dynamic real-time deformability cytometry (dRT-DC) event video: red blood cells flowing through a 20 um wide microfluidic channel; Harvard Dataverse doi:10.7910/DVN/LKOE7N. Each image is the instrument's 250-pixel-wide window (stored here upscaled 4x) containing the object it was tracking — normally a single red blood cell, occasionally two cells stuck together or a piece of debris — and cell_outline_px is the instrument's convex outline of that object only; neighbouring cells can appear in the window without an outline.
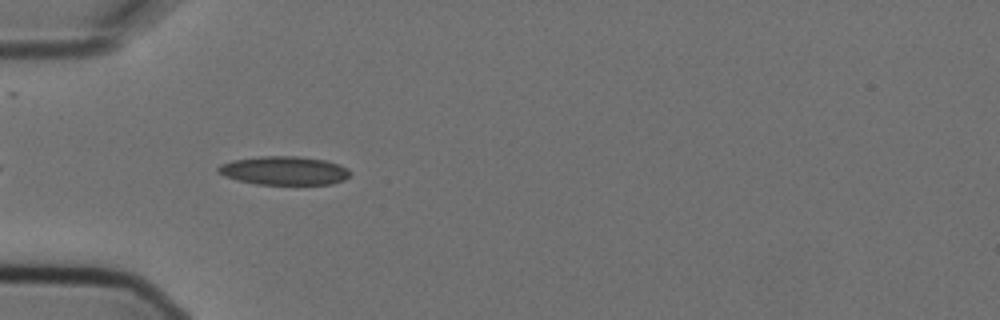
{"species": "Egyptian fruit bat (a non-hibernating species)", "species_latin": "Rousettus aegyptiacus", "temperature_condition": "cold", "stored_images_in_passage": 5, "camera_frame_rate_fps": 3000, "um_per_image_px": 0.085, "animal": {"sex": "female"}, "frame": {"image": 1, "passage_image": 4, "time_ms": 1.0, "image_size_px": [1000, 320], "cell_outline_px": [[352, 172], [344, 180], [332, 184], [256, 184], [224, 176], [216, 172], [216, 168], [220, 164], [232, 160], [260, 156], [300, 156], [324, 160], [340, 164], [348, 168]], "centroid_in_image_um": [24.15, 14.49], "position_along_channel_um": 60.8, "area_um2": 22.14}}
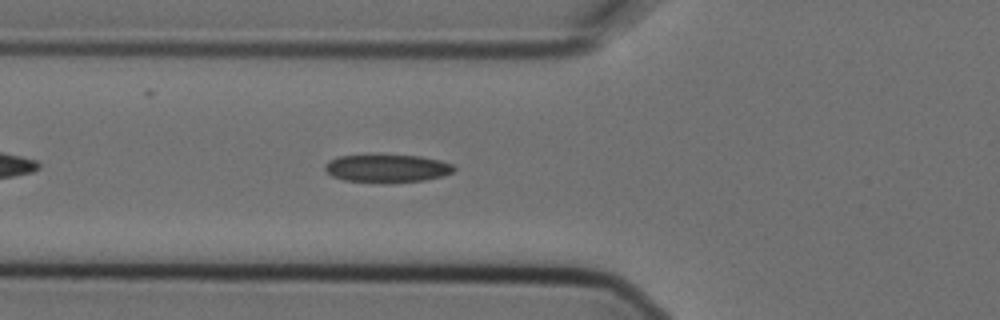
{"frame": {"image": 2, "passage_image": 5, "time_ms": 1.333, "image_size_px": [1000, 320], "cell_outline_px": [[456, 168], [452, 172], [440, 176], [424, 180], [344, 180], [332, 176], [324, 168], [324, 164], [328, 160], [340, 156], [420, 156], [440, 160], [452, 164]], "centroid_in_image_um": [32.89, 14.27], "position_along_channel_um": 92.9, "area_um2": 19.77}}